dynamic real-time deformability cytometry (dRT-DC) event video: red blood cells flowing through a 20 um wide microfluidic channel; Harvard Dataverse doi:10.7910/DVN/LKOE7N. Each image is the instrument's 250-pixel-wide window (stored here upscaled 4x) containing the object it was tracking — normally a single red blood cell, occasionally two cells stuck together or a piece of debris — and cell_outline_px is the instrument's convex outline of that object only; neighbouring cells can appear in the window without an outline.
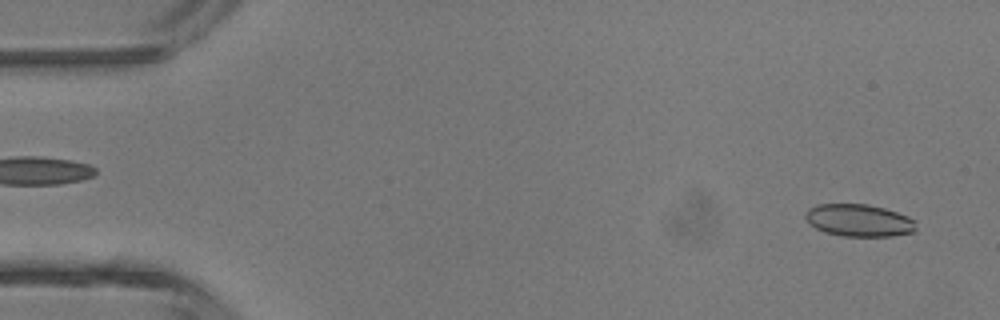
{"species": "common noctule bat (a hibernating species)", "species_latin": "Nyctalus noctula", "temperature_condition": "room temperature", "stored_images_in_passage": 29, "camera_frame_rate_fps": 3000, "um_per_image_px": 0.085, "animal": {"sex": "male", "body_mass_g": 13.3}, "frame": {"image": 1, "passage_image": 2, "time_ms": 0.333, "image_size_px": [1000, 320], "cell_outline_px": [[916, 228], [912, 232], [892, 236], [840, 236], [824, 232], [808, 224], [804, 216], [804, 212], [808, 208], [816, 204], [868, 204], [884, 208], [908, 216], [916, 220]], "centroid_in_image_um": [72.97, 18.73], "position_along_channel_um": 12.0, "area_um2": 21.1}}
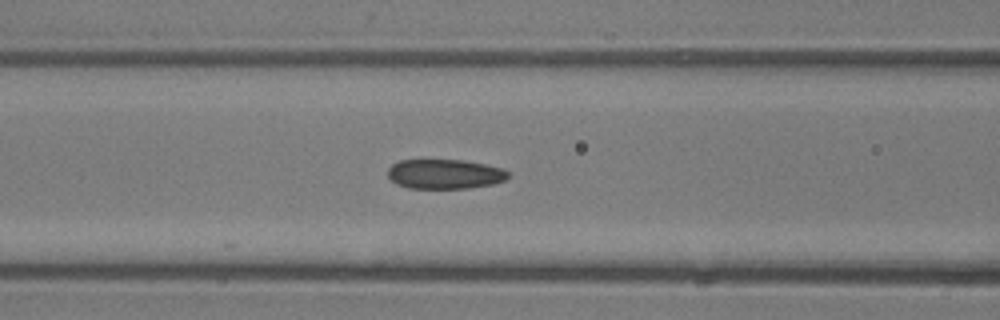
{"frame": {"image": 2, "passage_image": 18, "time_ms": 5.667, "image_size_px": [1000, 320], "cell_outline_px": [[508, 176], [504, 180], [492, 184], [468, 188], [408, 188], [396, 184], [388, 176], [388, 168], [392, 164], [400, 160], [464, 160], [484, 164], [500, 168], [508, 172]], "centroid_in_image_um": [37.76, 14.79], "position_along_channel_um": 128.8, "area_um2": 20.63}}
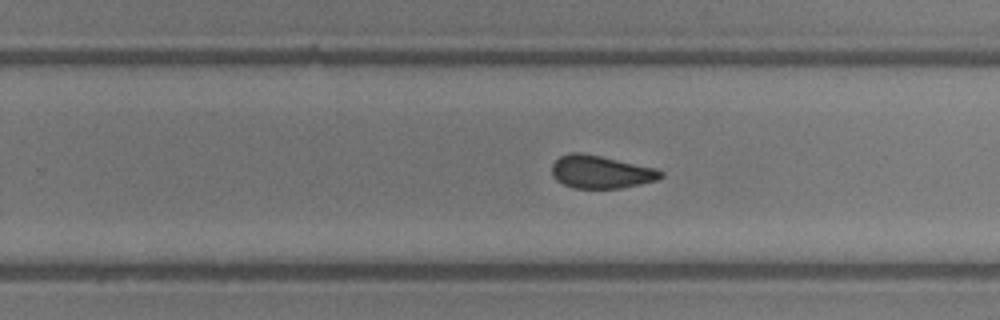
{"frame": {"image": 3, "passage_image": 28, "time_ms": 9.0, "image_size_px": [1000, 320], "cell_outline_px": [[664, 176], [656, 180], [640, 184], [620, 188], [572, 188], [556, 180], [552, 176], [552, 164], [560, 156], [572, 152], [580, 152], [600, 156], [656, 168], [664, 172]], "centroid_in_image_um": [51.07, 14.61], "position_along_channel_um": 278.7, "area_um2": 20.81}}